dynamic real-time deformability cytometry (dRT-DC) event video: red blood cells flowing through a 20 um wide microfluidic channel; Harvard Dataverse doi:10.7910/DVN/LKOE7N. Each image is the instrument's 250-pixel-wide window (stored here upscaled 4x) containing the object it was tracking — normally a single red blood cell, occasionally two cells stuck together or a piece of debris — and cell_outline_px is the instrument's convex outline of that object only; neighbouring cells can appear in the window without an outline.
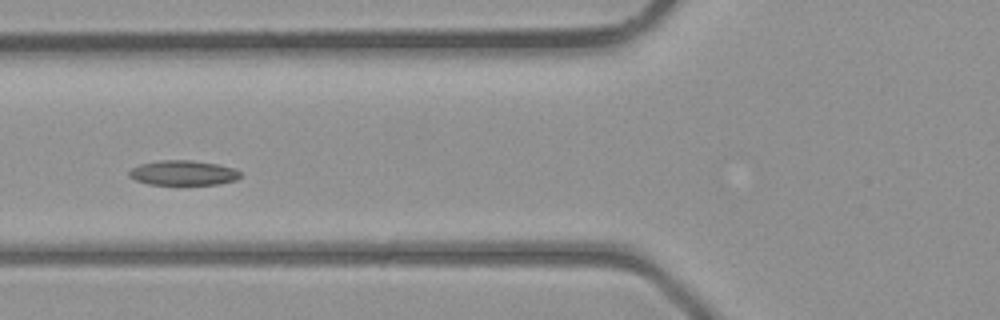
{"species": "common noctule bat (a hibernating species)", "species_latin": "Nyctalus noctula", "temperature_condition": "room temperature", "stored_images_in_passage": 3, "camera_frame_rate_fps": 3000, "um_per_image_px": 0.085, "animal": {"sex": "male", "body_mass_g": 23.1, "forearm_length_mm": 52.7}, "frame": {"image": 1, "passage_image": 3, "time_ms": 2.333, "image_size_px": [1000, 320], "cell_outline_px": [[240, 176], [236, 180], [220, 184], [148, 184], [136, 180], [128, 176], [128, 172], [132, 168], [140, 164], [160, 160], [192, 160], [216, 164], [236, 168], [240, 172]], "centroid_in_image_um": [15.57, 14.69], "position_along_channel_um": 110.2, "area_um2": 16.07}}